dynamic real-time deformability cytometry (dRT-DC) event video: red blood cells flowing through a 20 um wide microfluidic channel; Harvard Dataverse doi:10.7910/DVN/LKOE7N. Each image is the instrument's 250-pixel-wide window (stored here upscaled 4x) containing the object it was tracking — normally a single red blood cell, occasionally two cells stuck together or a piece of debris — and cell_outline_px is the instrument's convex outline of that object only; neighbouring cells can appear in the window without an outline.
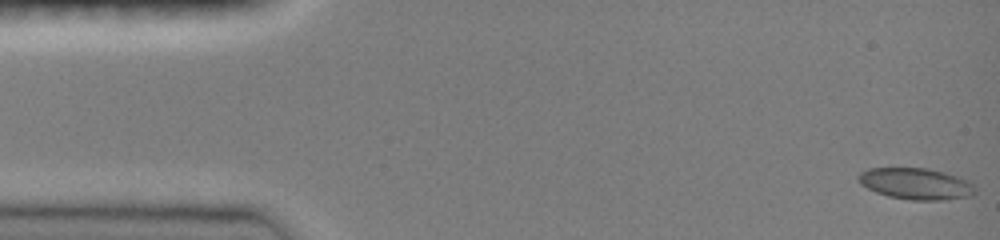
{"species": "common noctule bat (a hibernating species)", "species_latin": "Nyctalus noctula", "temperature_condition": "room temperature", "stored_images_in_passage": 43, "camera_frame_rate_fps": 3000, "um_per_image_px": 0.085, "animal": {"sex": "female", "body_mass_g": 19.0, "forearm_length_mm": 51.5}, "frame": {"image": 1, "passage_image": 1, "time_ms": 0.0, "image_size_px": [1000, 240], "cell_outline_px": [[976, 192], [968, 196], [940, 200], [912, 200], [888, 196], [876, 192], [860, 184], [856, 176], [860, 172], [868, 168], [924, 168], [940, 172], [964, 180]], "centroid_in_image_um": [77.71, 15.62], "position_along_channel_um": 7.3, "area_um2": 20.69}}
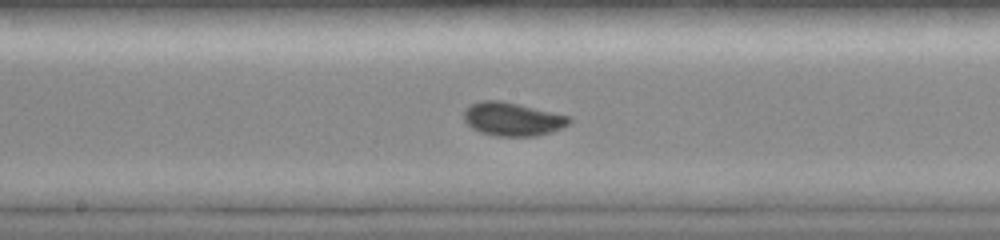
{"frame": {"image": 2, "passage_image": 23, "time_ms": 8.0, "image_size_px": [1000, 240], "cell_outline_px": [[572, 120], [568, 124], [552, 132], [536, 136], [496, 136], [480, 132], [472, 128], [464, 120], [464, 108], [480, 100], [500, 100], [572, 116]], "centroid_in_image_um": [43.57, 10.12], "position_along_channel_um": 204.6, "area_um2": 20.63}}
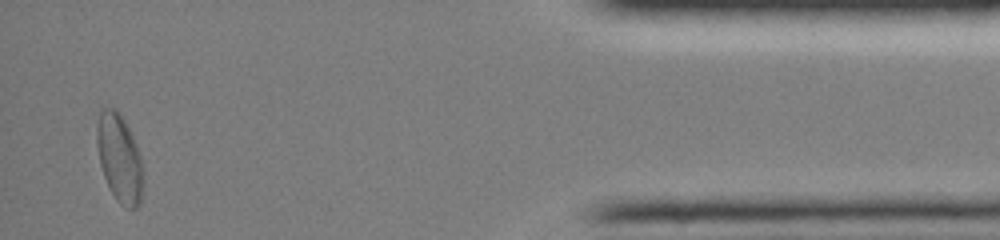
{"frame": {"image": 3, "passage_image": 42, "time_ms": 15.0, "image_size_px": [1000, 240], "cell_outline_px": [[144, 184], [140, 204], [136, 208], [124, 208], [116, 200], [104, 176], [100, 164], [96, 144], [96, 128], [100, 108], [116, 108], [120, 112], [136, 144], [140, 156], [144, 180]], "centroid_in_image_um": [10.15, 13.45], "position_along_channel_um": 425.0, "area_um2": 23.99}, "authors_computed_cell_mechanics": {"area_um2": 20.1144, "velocity_mm_per_s": 3.9713, "shape_relaxation_time_tau1_ms": 4.0431, "shape_relaxation_time_tau2_ms": null, "deformation_change_tau1": 0.1085, "deformation_change_tau2": null}}